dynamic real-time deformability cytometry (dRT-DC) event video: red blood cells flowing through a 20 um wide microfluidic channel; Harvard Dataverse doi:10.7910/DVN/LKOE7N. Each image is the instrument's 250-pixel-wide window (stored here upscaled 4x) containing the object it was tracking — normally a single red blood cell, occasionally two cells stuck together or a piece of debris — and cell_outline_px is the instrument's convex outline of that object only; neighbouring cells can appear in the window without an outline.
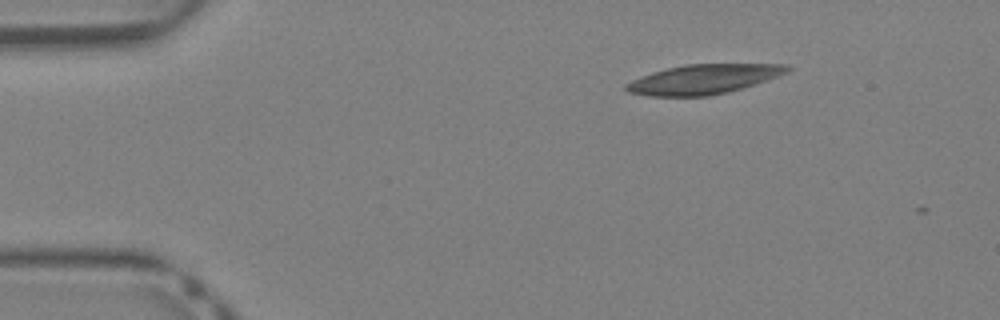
{"species": "Egyptian fruit bat (a non-hibernating species)", "species_latin": "Rousettus aegyptiacus", "temperature_condition": "warm", "stored_images_in_passage": 3, "camera_frame_rate_fps": 3000, "um_per_image_px": 0.085, "animal": {"sex": "female"}, "frame": {"image": 1, "passage_image": 1, "time_ms": 0.0, "image_size_px": [1000, 320], "cell_outline_px": [[792, 68], [788, 72], [756, 84], [744, 88], [728, 92], [708, 96], [648, 96], [628, 92], [624, 88], [624, 84], [640, 76], [652, 72], [684, 64], [788, 64]], "centroid_in_image_um": [59.79, 6.73], "position_along_channel_um": 25.2, "area_um2": 27.92}}